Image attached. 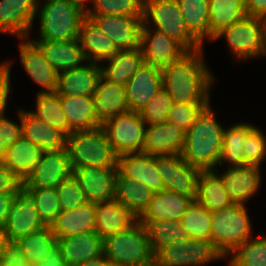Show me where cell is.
Listing matches in <instances>:
<instances>
[{"mask_svg": "<svg viewBox=\"0 0 266 266\" xmlns=\"http://www.w3.org/2000/svg\"><path fill=\"white\" fill-rule=\"evenodd\" d=\"M144 0H95L88 15L143 16Z\"/></svg>", "mask_w": 266, "mask_h": 266, "instance_id": "bcb514c9", "label": "cell"}, {"mask_svg": "<svg viewBox=\"0 0 266 266\" xmlns=\"http://www.w3.org/2000/svg\"><path fill=\"white\" fill-rule=\"evenodd\" d=\"M247 16L266 20V0H245Z\"/></svg>", "mask_w": 266, "mask_h": 266, "instance_id": "9f6ffc18", "label": "cell"}, {"mask_svg": "<svg viewBox=\"0 0 266 266\" xmlns=\"http://www.w3.org/2000/svg\"><path fill=\"white\" fill-rule=\"evenodd\" d=\"M9 243L10 242L8 241L5 227L3 225H0V258Z\"/></svg>", "mask_w": 266, "mask_h": 266, "instance_id": "6125c7cd", "label": "cell"}, {"mask_svg": "<svg viewBox=\"0 0 266 266\" xmlns=\"http://www.w3.org/2000/svg\"><path fill=\"white\" fill-rule=\"evenodd\" d=\"M266 54V25H265V29H264V40H263V51H262V55Z\"/></svg>", "mask_w": 266, "mask_h": 266, "instance_id": "be15d7a7", "label": "cell"}, {"mask_svg": "<svg viewBox=\"0 0 266 266\" xmlns=\"http://www.w3.org/2000/svg\"><path fill=\"white\" fill-rule=\"evenodd\" d=\"M223 132L209 105L185 133L182 158L201 171L213 170L220 160Z\"/></svg>", "mask_w": 266, "mask_h": 266, "instance_id": "7a4b0ae2", "label": "cell"}, {"mask_svg": "<svg viewBox=\"0 0 266 266\" xmlns=\"http://www.w3.org/2000/svg\"><path fill=\"white\" fill-rule=\"evenodd\" d=\"M140 49L143 62L157 68H164L179 60L188 51L175 39L157 30L153 33L143 24L140 34Z\"/></svg>", "mask_w": 266, "mask_h": 266, "instance_id": "4fadbf2b", "label": "cell"}, {"mask_svg": "<svg viewBox=\"0 0 266 266\" xmlns=\"http://www.w3.org/2000/svg\"><path fill=\"white\" fill-rule=\"evenodd\" d=\"M118 167H82L73 175L89 202L100 203L115 199Z\"/></svg>", "mask_w": 266, "mask_h": 266, "instance_id": "2e32d148", "label": "cell"}, {"mask_svg": "<svg viewBox=\"0 0 266 266\" xmlns=\"http://www.w3.org/2000/svg\"><path fill=\"white\" fill-rule=\"evenodd\" d=\"M147 232L149 245L154 255L165 246L184 243L189 239L181 221L168 219L156 221H140Z\"/></svg>", "mask_w": 266, "mask_h": 266, "instance_id": "e575fe53", "label": "cell"}, {"mask_svg": "<svg viewBox=\"0 0 266 266\" xmlns=\"http://www.w3.org/2000/svg\"><path fill=\"white\" fill-rule=\"evenodd\" d=\"M104 255L113 266H153L154 253L146 229L138 221L133 227L104 239Z\"/></svg>", "mask_w": 266, "mask_h": 266, "instance_id": "277c9868", "label": "cell"}, {"mask_svg": "<svg viewBox=\"0 0 266 266\" xmlns=\"http://www.w3.org/2000/svg\"><path fill=\"white\" fill-rule=\"evenodd\" d=\"M25 40L27 39H21L20 60L27 74L45 88V91L39 92H55L58 72L48 63L41 49L33 41Z\"/></svg>", "mask_w": 266, "mask_h": 266, "instance_id": "603a6c76", "label": "cell"}, {"mask_svg": "<svg viewBox=\"0 0 266 266\" xmlns=\"http://www.w3.org/2000/svg\"><path fill=\"white\" fill-rule=\"evenodd\" d=\"M125 86L129 111L139 113L163 88L161 69L143 62Z\"/></svg>", "mask_w": 266, "mask_h": 266, "instance_id": "e0dca14e", "label": "cell"}, {"mask_svg": "<svg viewBox=\"0 0 266 266\" xmlns=\"http://www.w3.org/2000/svg\"><path fill=\"white\" fill-rule=\"evenodd\" d=\"M156 164L161 174L164 190L183 194L196 200L201 170L189 165L181 154L156 156Z\"/></svg>", "mask_w": 266, "mask_h": 266, "instance_id": "8fae6325", "label": "cell"}, {"mask_svg": "<svg viewBox=\"0 0 266 266\" xmlns=\"http://www.w3.org/2000/svg\"><path fill=\"white\" fill-rule=\"evenodd\" d=\"M246 16L245 0H209V39Z\"/></svg>", "mask_w": 266, "mask_h": 266, "instance_id": "8d00e7d4", "label": "cell"}, {"mask_svg": "<svg viewBox=\"0 0 266 266\" xmlns=\"http://www.w3.org/2000/svg\"><path fill=\"white\" fill-rule=\"evenodd\" d=\"M79 266H113V264L105 255H102L101 257L90 259Z\"/></svg>", "mask_w": 266, "mask_h": 266, "instance_id": "91938a15", "label": "cell"}, {"mask_svg": "<svg viewBox=\"0 0 266 266\" xmlns=\"http://www.w3.org/2000/svg\"><path fill=\"white\" fill-rule=\"evenodd\" d=\"M265 25V19L246 16L222 30L213 40L225 36L236 58H254L262 55Z\"/></svg>", "mask_w": 266, "mask_h": 266, "instance_id": "30bf717a", "label": "cell"}, {"mask_svg": "<svg viewBox=\"0 0 266 266\" xmlns=\"http://www.w3.org/2000/svg\"><path fill=\"white\" fill-rule=\"evenodd\" d=\"M209 105L210 104H185L173 102L168 113V122L173 123L186 133L201 112Z\"/></svg>", "mask_w": 266, "mask_h": 266, "instance_id": "681fc988", "label": "cell"}, {"mask_svg": "<svg viewBox=\"0 0 266 266\" xmlns=\"http://www.w3.org/2000/svg\"><path fill=\"white\" fill-rule=\"evenodd\" d=\"M146 123L140 113L127 111L102 124L116 155L143 153L146 136Z\"/></svg>", "mask_w": 266, "mask_h": 266, "instance_id": "ba28073f", "label": "cell"}, {"mask_svg": "<svg viewBox=\"0 0 266 266\" xmlns=\"http://www.w3.org/2000/svg\"><path fill=\"white\" fill-rule=\"evenodd\" d=\"M42 153L39 146L21 136L7 149L1 161L24 182L34 171Z\"/></svg>", "mask_w": 266, "mask_h": 266, "instance_id": "d6a6232c", "label": "cell"}, {"mask_svg": "<svg viewBox=\"0 0 266 266\" xmlns=\"http://www.w3.org/2000/svg\"><path fill=\"white\" fill-rule=\"evenodd\" d=\"M154 194L143 183L125 177L118 170L115 200L131 210L139 218L147 210Z\"/></svg>", "mask_w": 266, "mask_h": 266, "instance_id": "836d02e7", "label": "cell"}, {"mask_svg": "<svg viewBox=\"0 0 266 266\" xmlns=\"http://www.w3.org/2000/svg\"><path fill=\"white\" fill-rule=\"evenodd\" d=\"M37 266H71L62 257L58 246L53 248L47 257Z\"/></svg>", "mask_w": 266, "mask_h": 266, "instance_id": "680465c9", "label": "cell"}, {"mask_svg": "<svg viewBox=\"0 0 266 266\" xmlns=\"http://www.w3.org/2000/svg\"><path fill=\"white\" fill-rule=\"evenodd\" d=\"M73 174L66 148L43 151L34 171L23 182V188H56Z\"/></svg>", "mask_w": 266, "mask_h": 266, "instance_id": "7c38bea8", "label": "cell"}, {"mask_svg": "<svg viewBox=\"0 0 266 266\" xmlns=\"http://www.w3.org/2000/svg\"><path fill=\"white\" fill-rule=\"evenodd\" d=\"M254 128L250 124H235L227 130L224 129L223 141H222V152L219 165H222L223 161L230 164V167L245 166L246 162L244 159V146L245 136Z\"/></svg>", "mask_w": 266, "mask_h": 266, "instance_id": "b9f144b4", "label": "cell"}, {"mask_svg": "<svg viewBox=\"0 0 266 266\" xmlns=\"http://www.w3.org/2000/svg\"><path fill=\"white\" fill-rule=\"evenodd\" d=\"M225 257L212 240H188L162 247L154 255L155 266H200Z\"/></svg>", "mask_w": 266, "mask_h": 266, "instance_id": "9c48e42d", "label": "cell"}, {"mask_svg": "<svg viewBox=\"0 0 266 266\" xmlns=\"http://www.w3.org/2000/svg\"><path fill=\"white\" fill-rule=\"evenodd\" d=\"M23 181L2 161H0V193H18Z\"/></svg>", "mask_w": 266, "mask_h": 266, "instance_id": "f5cc1de1", "label": "cell"}, {"mask_svg": "<svg viewBox=\"0 0 266 266\" xmlns=\"http://www.w3.org/2000/svg\"><path fill=\"white\" fill-rule=\"evenodd\" d=\"M202 49L188 51L179 60L161 69L163 89L173 102L210 104L213 77L202 56Z\"/></svg>", "mask_w": 266, "mask_h": 266, "instance_id": "6da1fadb", "label": "cell"}, {"mask_svg": "<svg viewBox=\"0 0 266 266\" xmlns=\"http://www.w3.org/2000/svg\"><path fill=\"white\" fill-rule=\"evenodd\" d=\"M57 246L63 259L71 266L104 255V239L95 231L57 238Z\"/></svg>", "mask_w": 266, "mask_h": 266, "instance_id": "7402d4cb", "label": "cell"}, {"mask_svg": "<svg viewBox=\"0 0 266 266\" xmlns=\"http://www.w3.org/2000/svg\"><path fill=\"white\" fill-rule=\"evenodd\" d=\"M138 221V216L115 199L95 203V232L103 239L133 227Z\"/></svg>", "mask_w": 266, "mask_h": 266, "instance_id": "44dd1931", "label": "cell"}, {"mask_svg": "<svg viewBox=\"0 0 266 266\" xmlns=\"http://www.w3.org/2000/svg\"><path fill=\"white\" fill-rule=\"evenodd\" d=\"M212 212L193 200L181 219L191 240H211Z\"/></svg>", "mask_w": 266, "mask_h": 266, "instance_id": "7bdbcfd3", "label": "cell"}, {"mask_svg": "<svg viewBox=\"0 0 266 266\" xmlns=\"http://www.w3.org/2000/svg\"><path fill=\"white\" fill-rule=\"evenodd\" d=\"M0 266H6V265H4V264L0 261Z\"/></svg>", "mask_w": 266, "mask_h": 266, "instance_id": "e7e4bbea", "label": "cell"}, {"mask_svg": "<svg viewBox=\"0 0 266 266\" xmlns=\"http://www.w3.org/2000/svg\"><path fill=\"white\" fill-rule=\"evenodd\" d=\"M37 13L40 17V40L58 42L79 39L85 16L68 0H47L42 8L37 6Z\"/></svg>", "mask_w": 266, "mask_h": 266, "instance_id": "52a82bcc", "label": "cell"}, {"mask_svg": "<svg viewBox=\"0 0 266 266\" xmlns=\"http://www.w3.org/2000/svg\"><path fill=\"white\" fill-rule=\"evenodd\" d=\"M98 28L108 36L119 50L140 47L143 16L88 15Z\"/></svg>", "mask_w": 266, "mask_h": 266, "instance_id": "5bb4252c", "label": "cell"}, {"mask_svg": "<svg viewBox=\"0 0 266 266\" xmlns=\"http://www.w3.org/2000/svg\"><path fill=\"white\" fill-rule=\"evenodd\" d=\"M101 68L98 63L89 62L88 65L58 73L55 92L60 96H89L96 90Z\"/></svg>", "mask_w": 266, "mask_h": 266, "instance_id": "cb8c5ba5", "label": "cell"}, {"mask_svg": "<svg viewBox=\"0 0 266 266\" xmlns=\"http://www.w3.org/2000/svg\"><path fill=\"white\" fill-rule=\"evenodd\" d=\"M251 230L249 216L242 204L212 212L211 240L224 256L250 240Z\"/></svg>", "mask_w": 266, "mask_h": 266, "instance_id": "8992f818", "label": "cell"}, {"mask_svg": "<svg viewBox=\"0 0 266 266\" xmlns=\"http://www.w3.org/2000/svg\"><path fill=\"white\" fill-rule=\"evenodd\" d=\"M185 145V132L170 122L148 126L143 153L151 156L180 155Z\"/></svg>", "mask_w": 266, "mask_h": 266, "instance_id": "d6986e66", "label": "cell"}, {"mask_svg": "<svg viewBox=\"0 0 266 266\" xmlns=\"http://www.w3.org/2000/svg\"><path fill=\"white\" fill-rule=\"evenodd\" d=\"M64 114L74 131L92 130L101 127L97 120L93 95L89 96H60Z\"/></svg>", "mask_w": 266, "mask_h": 266, "instance_id": "1f68e13d", "label": "cell"}, {"mask_svg": "<svg viewBox=\"0 0 266 266\" xmlns=\"http://www.w3.org/2000/svg\"><path fill=\"white\" fill-rule=\"evenodd\" d=\"M36 105V111H31L34 116L60 131L66 138L70 135V127L63 111L60 95L56 92H39Z\"/></svg>", "mask_w": 266, "mask_h": 266, "instance_id": "f35d334b", "label": "cell"}, {"mask_svg": "<svg viewBox=\"0 0 266 266\" xmlns=\"http://www.w3.org/2000/svg\"><path fill=\"white\" fill-rule=\"evenodd\" d=\"M50 227L56 238L95 231V204L88 202L75 209L61 211Z\"/></svg>", "mask_w": 266, "mask_h": 266, "instance_id": "4dcf8cb0", "label": "cell"}, {"mask_svg": "<svg viewBox=\"0 0 266 266\" xmlns=\"http://www.w3.org/2000/svg\"><path fill=\"white\" fill-rule=\"evenodd\" d=\"M72 170L82 167H117L118 156L102 127L74 131L66 138Z\"/></svg>", "mask_w": 266, "mask_h": 266, "instance_id": "3957f363", "label": "cell"}, {"mask_svg": "<svg viewBox=\"0 0 266 266\" xmlns=\"http://www.w3.org/2000/svg\"><path fill=\"white\" fill-rule=\"evenodd\" d=\"M10 62L0 64V116L5 114L8 93L10 92Z\"/></svg>", "mask_w": 266, "mask_h": 266, "instance_id": "11a10c76", "label": "cell"}, {"mask_svg": "<svg viewBox=\"0 0 266 266\" xmlns=\"http://www.w3.org/2000/svg\"><path fill=\"white\" fill-rule=\"evenodd\" d=\"M22 136L39 146L43 151L66 148V137L31 112L19 111Z\"/></svg>", "mask_w": 266, "mask_h": 266, "instance_id": "f1b7e54d", "label": "cell"}, {"mask_svg": "<svg viewBox=\"0 0 266 266\" xmlns=\"http://www.w3.org/2000/svg\"><path fill=\"white\" fill-rule=\"evenodd\" d=\"M117 167L125 177L143 183L154 193L164 190L154 156L142 152L124 154L118 157Z\"/></svg>", "mask_w": 266, "mask_h": 266, "instance_id": "ffe728a7", "label": "cell"}, {"mask_svg": "<svg viewBox=\"0 0 266 266\" xmlns=\"http://www.w3.org/2000/svg\"><path fill=\"white\" fill-rule=\"evenodd\" d=\"M107 67L101 68V75L108 81L126 85L133 74L143 64L140 47L132 50H119L112 57Z\"/></svg>", "mask_w": 266, "mask_h": 266, "instance_id": "74e56055", "label": "cell"}, {"mask_svg": "<svg viewBox=\"0 0 266 266\" xmlns=\"http://www.w3.org/2000/svg\"><path fill=\"white\" fill-rule=\"evenodd\" d=\"M189 32L203 45L209 38V0H177Z\"/></svg>", "mask_w": 266, "mask_h": 266, "instance_id": "60d3db41", "label": "cell"}, {"mask_svg": "<svg viewBox=\"0 0 266 266\" xmlns=\"http://www.w3.org/2000/svg\"><path fill=\"white\" fill-rule=\"evenodd\" d=\"M34 200L43 223L51 226L61 212L58 195L54 188H23Z\"/></svg>", "mask_w": 266, "mask_h": 266, "instance_id": "ee69618b", "label": "cell"}, {"mask_svg": "<svg viewBox=\"0 0 266 266\" xmlns=\"http://www.w3.org/2000/svg\"><path fill=\"white\" fill-rule=\"evenodd\" d=\"M4 227L9 242L47 227L39 216L34 200L23 188L17 193Z\"/></svg>", "mask_w": 266, "mask_h": 266, "instance_id": "9a60e30c", "label": "cell"}, {"mask_svg": "<svg viewBox=\"0 0 266 266\" xmlns=\"http://www.w3.org/2000/svg\"><path fill=\"white\" fill-rule=\"evenodd\" d=\"M22 136V125L0 116V161L4 158L7 149Z\"/></svg>", "mask_w": 266, "mask_h": 266, "instance_id": "816d5d0a", "label": "cell"}, {"mask_svg": "<svg viewBox=\"0 0 266 266\" xmlns=\"http://www.w3.org/2000/svg\"><path fill=\"white\" fill-rule=\"evenodd\" d=\"M97 120L103 124L106 120L129 111L126 100V86L108 81L100 75L93 94Z\"/></svg>", "mask_w": 266, "mask_h": 266, "instance_id": "d4e9b609", "label": "cell"}, {"mask_svg": "<svg viewBox=\"0 0 266 266\" xmlns=\"http://www.w3.org/2000/svg\"><path fill=\"white\" fill-rule=\"evenodd\" d=\"M43 52L48 63L58 72L81 67L86 61L78 39L71 41L32 40Z\"/></svg>", "mask_w": 266, "mask_h": 266, "instance_id": "4316f807", "label": "cell"}, {"mask_svg": "<svg viewBox=\"0 0 266 266\" xmlns=\"http://www.w3.org/2000/svg\"><path fill=\"white\" fill-rule=\"evenodd\" d=\"M260 167L245 165L228 168L220 175L225 190L234 204L244 205L256 193L260 185Z\"/></svg>", "mask_w": 266, "mask_h": 266, "instance_id": "484cf974", "label": "cell"}, {"mask_svg": "<svg viewBox=\"0 0 266 266\" xmlns=\"http://www.w3.org/2000/svg\"><path fill=\"white\" fill-rule=\"evenodd\" d=\"M71 5L77 9L80 13H82L85 17L88 16L90 10H86L85 9V3H86V0H68ZM90 1V0H89ZM93 1V5H94V2L95 0H92Z\"/></svg>", "mask_w": 266, "mask_h": 266, "instance_id": "94428289", "label": "cell"}, {"mask_svg": "<svg viewBox=\"0 0 266 266\" xmlns=\"http://www.w3.org/2000/svg\"><path fill=\"white\" fill-rule=\"evenodd\" d=\"M79 42L87 61H106L119 51L115 43L98 26L85 17L80 26Z\"/></svg>", "mask_w": 266, "mask_h": 266, "instance_id": "f546056e", "label": "cell"}, {"mask_svg": "<svg viewBox=\"0 0 266 266\" xmlns=\"http://www.w3.org/2000/svg\"><path fill=\"white\" fill-rule=\"evenodd\" d=\"M231 254L230 266H266V238L250 239Z\"/></svg>", "mask_w": 266, "mask_h": 266, "instance_id": "f6af8a7d", "label": "cell"}, {"mask_svg": "<svg viewBox=\"0 0 266 266\" xmlns=\"http://www.w3.org/2000/svg\"><path fill=\"white\" fill-rule=\"evenodd\" d=\"M17 193H0V225L5 226L8 212L15 201Z\"/></svg>", "mask_w": 266, "mask_h": 266, "instance_id": "6f0895ef", "label": "cell"}, {"mask_svg": "<svg viewBox=\"0 0 266 266\" xmlns=\"http://www.w3.org/2000/svg\"><path fill=\"white\" fill-rule=\"evenodd\" d=\"M172 105V98L162 88L139 113L148 126L162 124L168 121V113Z\"/></svg>", "mask_w": 266, "mask_h": 266, "instance_id": "7dc6e473", "label": "cell"}, {"mask_svg": "<svg viewBox=\"0 0 266 266\" xmlns=\"http://www.w3.org/2000/svg\"><path fill=\"white\" fill-rule=\"evenodd\" d=\"M148 21L187 51L202 49V44L187 29L177 0H144L143 24H150Z\"/></svg>", "mask_w": 266, "mask_h": 266, "instance_id": "5b68a950", "label": "cell"}, {"mask_svg": "<svg viewBox=\"0 0 266 266\" xmlns=\"http://www.w3.org/2000/svg\"><path fill=\"white\" fill-rule=\"evenodd\" d=\"M243 154L246 165H255L260 167V163L265 159L266 137L257 127H254L245 136Z\"/></svg>", "mask_w": 266, "mask_h": 266, "instance_id": "f907efd6", "label": "cell"}, {"mask_svg": "<svg viewBox=\"0 0 266 266\" xmlns=\"http://www.w3.org/2000/svg\"><path fill=\"white\" fill-rule=\"evenodd\" d=\"M193 199L189 196L162 190L154 194L147 210L139 221L172 220L181 221Z\"/></svg>", "mask_w": 266, "mask_h": 266, "instance_id": "83f0119b", "label": "cell"}, {"mask_svg": "<svg viewBox=\"0 0 266 266\" xmlns=\"http://www.w3.org/2000/svg\"><path fill=\"white\" fill-rule=\"evenodd\" d=\"M55 189L61 211L72 210L89 202L73 174L63 180Z\"/></svg>", "mask_w": 266, "mask_h": 266, "instance_id": "c3c4849f", "label": "cell"}, {"mask_svg": "<svg viewBox=\"0 0 266 266\" xmlns=\"http://www.w3.org/2000/svg\"><path fill=\"white\" fill-rule=\"evenodd\" d=\"M33 266L40 264L47 254L57 246V238L50 226L30 233L14 242Z\"/></svg>", "mask_w": 266, "mask_h": 266, "instance_id": "ab89813d", "label": "cell"}, {"mask_svg": "<svg viewBox=\"0 0 266 266\" xmlns=\"http://www.w3.org/2000/svg\"><path fill=\"white\" fill-rule=\"evenodd\" d=\"M196 200L210 212L220 211L234 204L225 190L222 179L213 170L201 171Z\"/></svg>", "mask_w": 266, "mask_h": 266, "instance_id": "d590c367", "label": "cell"}, {"mask_svg": "<svg viewBox=\"0 0 266 266\" xmlns=\"http://www.w3.org/2000/svg\"><path fill=\"white\" fill-rule=\"evenodd\" d=\"M38 5V0H1L0 32L27 39Z\"/></svg>", "mask_w": 266, "mask_h": 266, "instance_id": "ac0fdd59", "label": "cell"}, {"mask_svg": "<svg viewBox=\"0 0 266 266\" xmlns=\"http://www.w3.org/2000/svg\"><path fill=\"white\" fill-rule=\"evenodd\" d=\"M0 261L6 266H33L14 242L6 246Z\"/></svg>", "mask_w": 266, "mask_h": 266, "instance_id": "db71d44e", "label": "cell"}]
</instances>
